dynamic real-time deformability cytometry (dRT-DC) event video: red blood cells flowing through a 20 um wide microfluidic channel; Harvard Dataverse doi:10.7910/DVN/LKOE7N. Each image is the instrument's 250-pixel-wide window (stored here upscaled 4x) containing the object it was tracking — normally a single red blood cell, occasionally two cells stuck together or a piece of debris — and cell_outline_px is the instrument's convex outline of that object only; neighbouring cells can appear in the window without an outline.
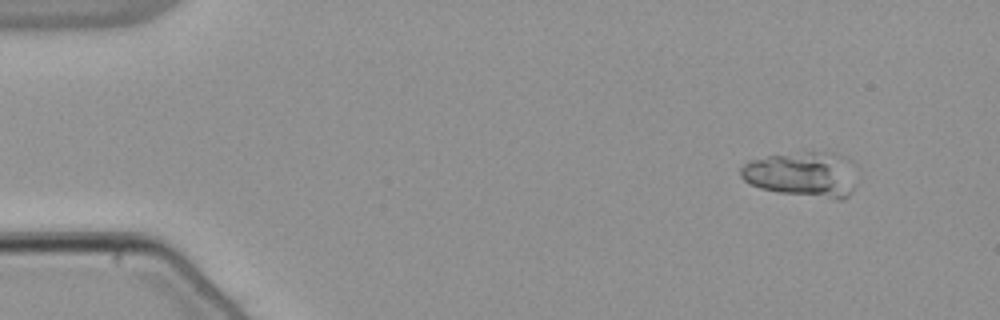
{"species": "common noctule bat (a hibernating species)", "species_latin": "Nyctalus noctula", "temperature_condition": "warm", "stored_images_in_passage": 52, "camera_frame_rate_fps": 3000, "um_per_image_px": 0.085, "animal": {"sex": "male", "body_mass_g": 21.5, "forearm_length_mm": 52.0}, "frame": {"image": 1, "passage_image": 5, "time_ms": 1.333, "image_size_px": [1000, 320], "cell_outline_px": [[856, 184], [852, 192], [844, 200], [836, 200], [780, 192], [760, 188], [748, 184], [740, 176], [740, 168], [744, 164], [752, 160], [768, 156], [808, 152], [828, 152], [836, 160]], "centroid_in_image_um": [68.01, 14.89], "position_along_channel_um": 17.0, "area_um2": 28.84}}